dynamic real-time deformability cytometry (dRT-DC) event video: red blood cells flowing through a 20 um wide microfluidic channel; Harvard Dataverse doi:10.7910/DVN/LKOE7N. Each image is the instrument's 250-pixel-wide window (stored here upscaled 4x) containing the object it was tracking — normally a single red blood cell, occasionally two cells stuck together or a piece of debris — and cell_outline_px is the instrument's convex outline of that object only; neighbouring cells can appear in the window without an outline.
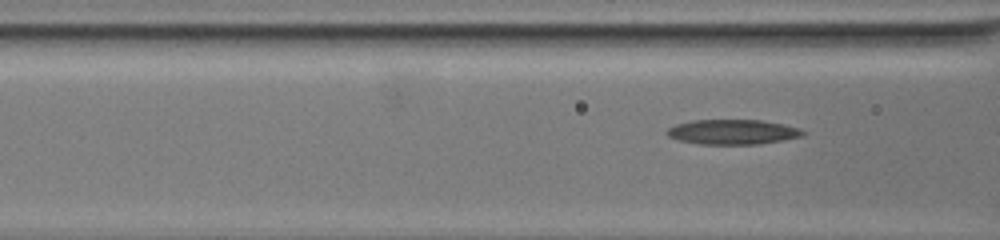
{"species": "common noctule bat (a hibernating species)", "species_latin": "Nyctalus noctula", "temperature_condition": "warm", "stored_images_in_passage": 14, "camera_frame_rate_fps": 3000, "um_per_image_px": 0.085, "animal": {"sex": "female", "body_mass_g": 19.5, "forearm_length_mm": 54.1}, "frame": {"image": 1, "passage_image": 12, "time_ms": 3.667, "image_size_px": [1000, 240], "cell_outline_px": [[804, 136], [760, 144], [700, 144], [680, 140], [668, 136], [664, 132], [668, 128], [676, 124], [692, 120], [760, 120], [784, 124], [800, 128], [804, 132]], "centroid_in_image_um": [62.27, 11.21], "position_along_channel_um": 104.3, "area_um2": 19.71}}